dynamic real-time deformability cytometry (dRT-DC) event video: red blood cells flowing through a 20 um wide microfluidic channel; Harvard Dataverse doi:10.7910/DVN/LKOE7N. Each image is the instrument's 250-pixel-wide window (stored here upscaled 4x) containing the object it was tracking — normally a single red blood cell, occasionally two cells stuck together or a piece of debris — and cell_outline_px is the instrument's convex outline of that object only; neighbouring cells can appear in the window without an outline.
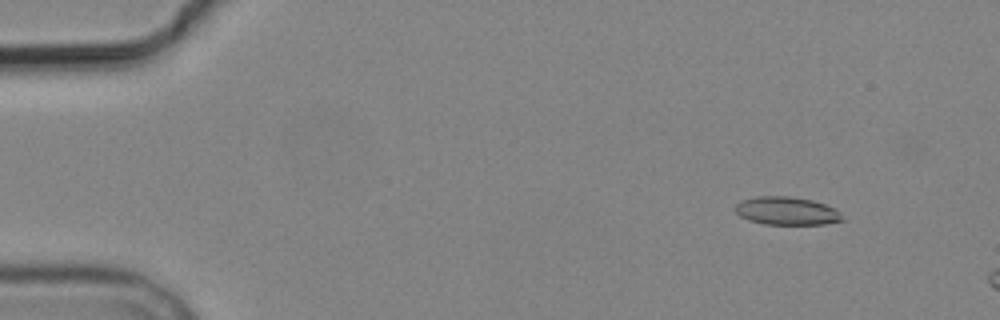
{"species": "common noctule bat (a hibernating species)", "species_latin": "Nyctalus noctula", "temperature_condition": "cold", "stored_images_in_passage": 3, "camera_frame_rate_fps": 3000, "um_per_image_px": 0.085, "animal": {"sex": "male", "body_mass_g": 19.2, "forearm_length_mm": 51.8}, "frame": {"image": 1, "passage_image": 2, "time_ms": 1.333, "image_size_px": [1000, 320], "cell_outline_px": [[844, 220], [824, 224], [764, 224], [748, 220], [740, 216], [736, 212], [736, 204], [740, 200], [756, 196], [788, 196], [812, 200], [836, 208]], "centroid_in_image_um": [66.85, 17.92], "position_along_channel_um": 18.2, "area_um2": 17.51}}